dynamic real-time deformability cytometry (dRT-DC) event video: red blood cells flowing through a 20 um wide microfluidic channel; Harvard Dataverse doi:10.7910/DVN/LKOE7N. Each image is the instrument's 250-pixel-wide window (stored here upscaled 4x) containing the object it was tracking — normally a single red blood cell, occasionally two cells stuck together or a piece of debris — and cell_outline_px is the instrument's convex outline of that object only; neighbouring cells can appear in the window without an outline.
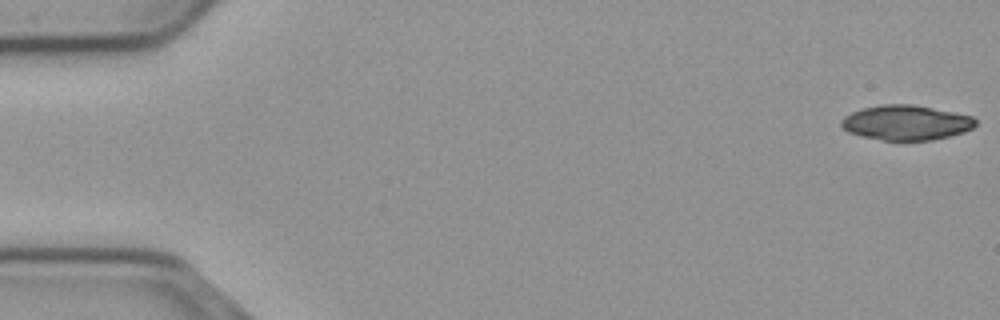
{"species": "common noctule bat (a hibernating species)", "species_latin": "Nyctalus noctula", "temperature_condition": "cold", "stored_images_in_passage": 55, "segment_of_instrument_passage": [1, 2], "camera_frame_rate_fps": 3000, "um_per_image_px": 0.085, "animal": {"sex": "male", "body_mass_g": 23.1, "forearm_length_mm": 52.7}, "frame": {"image": 1, "passage_image": 1, "time_ms": 0.0, "image_size_px": [1000, 320], "cell_outline_px": [[976, 124], [972, 128], [964, 132], [932, 140], [880, 140], [860, 136], [848, 132], [840, 124], [840, 120], [844, 116], [852, 112], [864, 108], [884, 104], [912, 104], [972, 116], [976, 120]], "centroid_in_image_um": [76.99, 10.43], "position_along_channel_um": 8.0, "area_um2": 27.17}}